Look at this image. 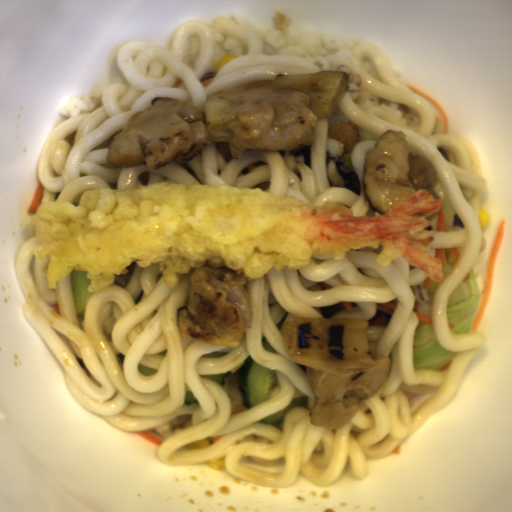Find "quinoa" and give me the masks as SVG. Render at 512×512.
<instances>
[{
	"mask_svg": "<svg viewBox=\"0 0 512 512\" xmlns=\"http://www.w3.org/2000/svg\"><path fill=\"white\" fill-rule=\"evenodd\" d=\"M411 289L415 300L416 313L426 316V314L430 310L429 297L426 286L421 283L419 285L411 287Z\"/></svg>",
	"mask_w": 512,
	"mask_h": 512,
	"instance_id": "1",
	"label": "quinoa"
}]
</instances>
